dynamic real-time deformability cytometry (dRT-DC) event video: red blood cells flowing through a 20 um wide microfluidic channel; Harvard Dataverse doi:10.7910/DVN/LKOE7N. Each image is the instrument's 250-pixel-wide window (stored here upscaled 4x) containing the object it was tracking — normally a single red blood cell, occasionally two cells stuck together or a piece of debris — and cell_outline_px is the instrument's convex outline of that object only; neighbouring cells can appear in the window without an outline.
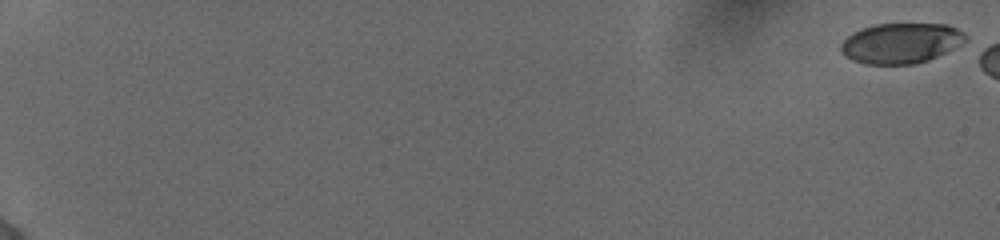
{"species": "human", "species_latin": "Homo sapiens", "temperature_condition": "cold", "stored_images_in_passage": 8, "camera_frame_rate_fps": 3000, "um_per_image_px": 0.085, "donor": {"sex": "female"}, "frame": {"image": 1, "passage_image": 1, "time_ms": 0.0, "image_size_px": [1000, 240], "cell_outline_px": [[968, 40], [928, 60], [916, 64], [864, 64], [852, 60], [844, 56], [840, 52], [840, 44], [852, 32], [860, 28], [876, 24], [948, 24], [964, 32], [968, 36]], "centroid_in_image_um": [76.55, 3.66], "position_along_channel_um": 8.5, "area_um2": 29.42}}